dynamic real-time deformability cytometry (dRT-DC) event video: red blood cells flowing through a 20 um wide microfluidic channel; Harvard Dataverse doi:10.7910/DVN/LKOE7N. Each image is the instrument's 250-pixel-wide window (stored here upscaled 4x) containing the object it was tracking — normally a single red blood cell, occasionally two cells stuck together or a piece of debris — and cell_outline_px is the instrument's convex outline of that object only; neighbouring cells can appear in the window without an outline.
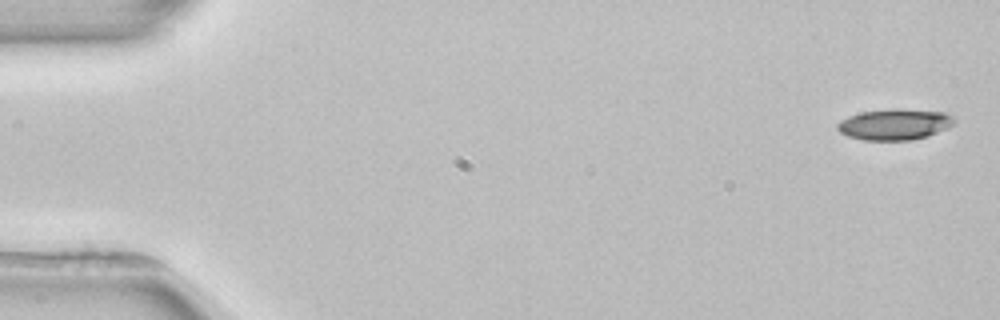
{"species": "common noctule bat (a hibernating species)", "species_latin": "Nyctalus noctula", "temperature_condition": "room temperature", "stored_images_in_passage": 4, "camera_frame_rate_fps": 3000, "um_per_image_px": 0.085, "animal": {"sex": "female", "body_mass_g": 22.7, "forearm_length_mm": 54.2}, "frame": {"image": 1, "passage_image": 1, "time_ms": 0.0, "image_size_px": [1000, 320], "cell_outline_px": [[956, 120], [948, 128], [928, 136], [912, 140], [864, 140], [848, 136], [840, 132], [836, 128], [836, 124], [840, 120], [848, 116], [860, 112], [892, 108], [900, 108], [944, 112], [952, 116]], "centroid_in_image_um": [76.03, 10.56], "position_along_channel_um": 9.0, "area_um2": 21.33}}
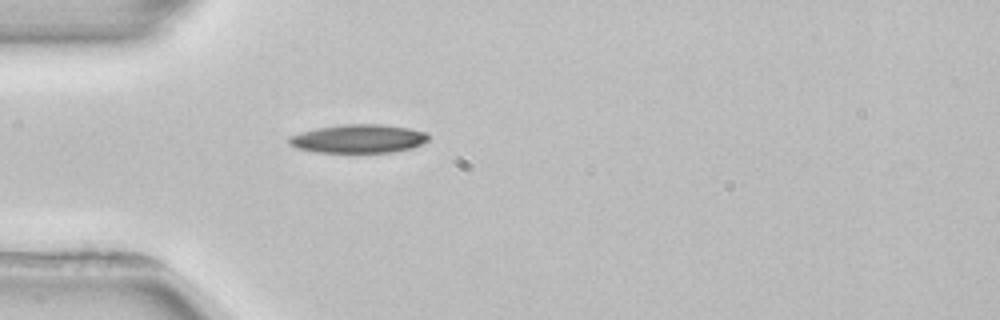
{"frame": {"image": 2, "passage_image": 4, "time_ms": 4.667, "image_size_px": [1000, 320], "cell_outline_px": [[428, 140], [412, 148], [392, 152], [316, 152], [296, 148], [288, 144], [288, 136], [316, 128], [344, 124], [380, 124], [408, 128], [428, 132]], "centroid_in_image_um": [30.45, 11.79], "position_along_channel_um": 54.6, "area_um2": 23.18}}